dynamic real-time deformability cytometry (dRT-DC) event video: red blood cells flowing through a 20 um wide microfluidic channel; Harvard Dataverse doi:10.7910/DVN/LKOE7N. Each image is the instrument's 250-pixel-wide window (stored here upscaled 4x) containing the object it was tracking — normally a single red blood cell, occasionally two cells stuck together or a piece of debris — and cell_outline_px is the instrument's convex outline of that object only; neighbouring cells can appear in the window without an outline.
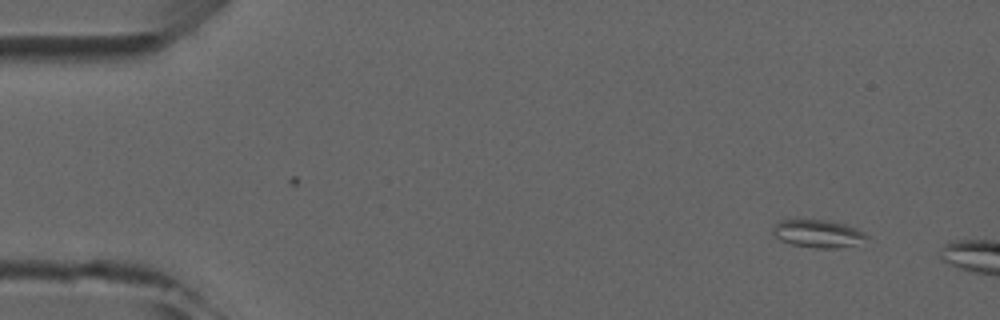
{"species": "common noctule bat (a hibernating species)", "species_latin": "Nyctalus noctula", "temperature_condition": "room temperature", "stored_images_in_passage": 4, "camera_frame_rate_fps": 3000, "um_per_image_px": 0.085, "animal": {"sex": "male", "forearm_length_mm": 52.5}, "frame": {"image": 1, "passage_image": 1, "time_ms": 0.0, "image_size_px": [1000, 320], "cell_outline_px": [[868, 236], [852, 244], [836, 248], [816, 248], [792, 244], [780, 240], [772, 232], [772, 228], [780, 220], [796, 216], [828, 220], [844, 224], [856, 228], [864, 232]], "centroid_in_image_um": [69.41, 19.79], "position_along_channel_um": 15.6, "area_um2": 15.43}}
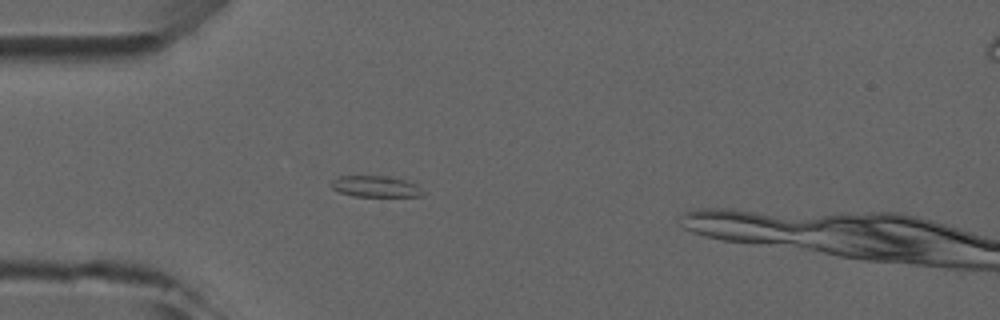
{"frame": {"image": 2, "passage_image": 4, "time_ms": 3.333, "image_size_px": [1000, 320], "cell_outline_px": [[428, 192], [424, 196], [352, 196], [340, 192], [332, 188], [328, 184], [332, 180], [340, 176], [384, 176], [404, 180], [416, 184]], "centroid_in_image_um": [31.95, 15.86], "position_along_channel_um": 53.0, "area_um2": 11.44}}